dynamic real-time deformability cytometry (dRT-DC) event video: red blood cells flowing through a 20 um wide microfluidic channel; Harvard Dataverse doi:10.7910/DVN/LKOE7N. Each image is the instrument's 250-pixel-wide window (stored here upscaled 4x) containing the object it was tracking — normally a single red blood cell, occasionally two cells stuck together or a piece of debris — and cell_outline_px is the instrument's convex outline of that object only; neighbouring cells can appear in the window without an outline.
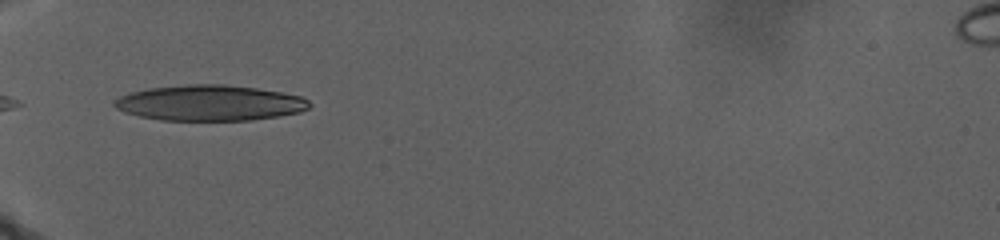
{"species": "human", "species_latin": "Homo sapiens", "temperature_condition": "warm", "stored_images_in_passage": 33, "camera_frame_rate_fps": 3000, "um_per_image_px": 0.085, "donor": {"sex": "male"}, "frame": {"image": 1, "passage_image": 1, "time_ms": 0.0, "image_size_px": [1000, 240], "cell_outline_px": [[312, 104], [308, 108], [300, 112], [252, 120], [160, 120], [140, 116], [124, 112], [116, 108], [112, 104], [112, 100], [120, 96], [132, 92], [148, 88], [188, 84], [224, 84], [256, 88], [280, 92], [300, 96], [308, 100]], "centroid_in_image_um": [17.8, 8.74], "position_along_channel_um": 67.2, "area_um2": 40.46}}
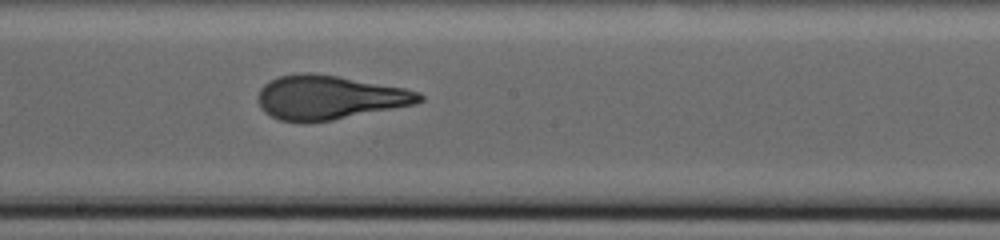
{"frame": {"image": 2, "passage_image": 18, "time_ms": 8.0, "image_size_px": [1000, 240], "cell_outline_px": [[424, 100], [416, 104], [332, 120], [308, 124], [300, 124], [280, 120], [264, 112], [260, 108], [260, 88], [264, 84], [280, 76], [308, 72], [336, 76], [404, 88], [420, 92], [424, 96]], "centroid_in_image_um": [28.0, 8.31], "position_along_channel_um": 220.2, "area_um2": 41.33}}
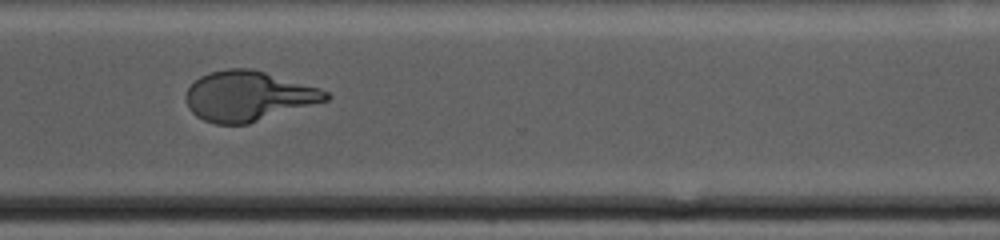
{"frame": {"image": 3, "passage_image": 32, "time_ms": 14.333, "image_size_px": [1000, 240], "cell_outline_px": [[332, 96], [328, 100], [248, 124], [216, 124], [204, 120], [196, 116], [188, 108], [184, 100], [184, 96], [188, 88], [200, 76], [208, 72], [228, 68], [248, 68], [264, 72], [320, 88], [328, 92]], "centroid_in_image_um": [21.07, 8.17], "position_along_channel_um": 349.5, "area_um2": 40.75}}